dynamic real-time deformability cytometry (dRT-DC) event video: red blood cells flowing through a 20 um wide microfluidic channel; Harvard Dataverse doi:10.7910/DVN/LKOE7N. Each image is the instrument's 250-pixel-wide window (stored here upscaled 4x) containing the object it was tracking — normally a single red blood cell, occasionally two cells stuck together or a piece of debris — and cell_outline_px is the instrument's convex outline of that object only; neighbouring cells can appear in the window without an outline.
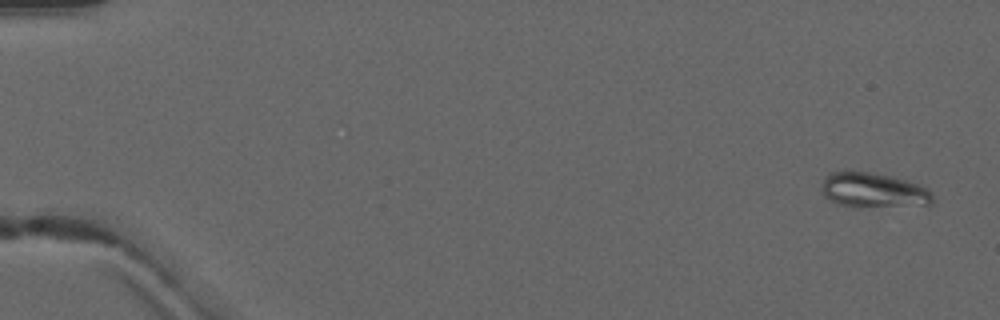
{"species": "common noctule bat (a hibernating species)", "species_latin": "Nyctalus noctula", "temperature_condition": "warm", "stored_images_in_passage": 5, "camera_frame_rate_fps": 3000, "um_per_image_px": 0.085, "animal": {"sex": "male", "forearm_length_mm": 52.5}, "frame": {"image": 1, "passage_image": 1, "time_ms": 0.0, "image_size_px": [1000, 320], "cell_outline_px": [[932, 204], [928, 208], [856, 208], [836, 204], [824, 196], [824, 176], [828, 172], [844, 168], [848, 168], [872, 172], [892, 176], [928, 188], [932, 192]], "centroid_in_image_um": [74.29, 16.2], "position_along_channel_um": 10.7, "area_um2": 24.28}}